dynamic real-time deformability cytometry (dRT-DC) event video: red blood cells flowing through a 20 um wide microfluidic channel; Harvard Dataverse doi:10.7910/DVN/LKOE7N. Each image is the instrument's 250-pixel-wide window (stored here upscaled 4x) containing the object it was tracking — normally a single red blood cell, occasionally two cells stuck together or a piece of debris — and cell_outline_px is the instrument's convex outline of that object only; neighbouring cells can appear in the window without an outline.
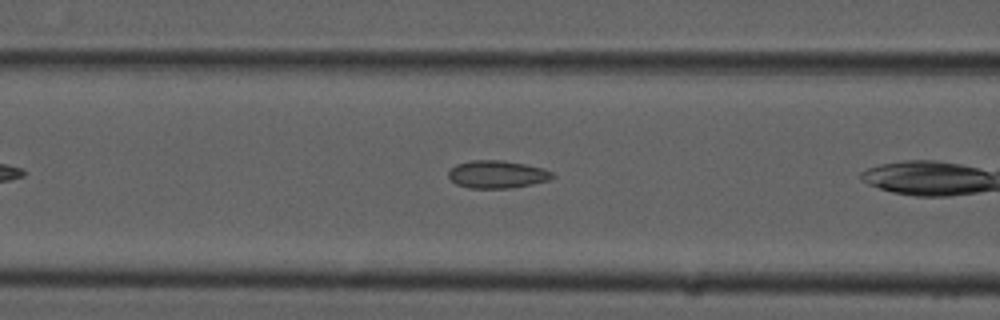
{"species": "common noctule bat (a hibernating species)", "species_latin": "Nyctalus noctula", "temperature_condition": "cold", "stored_images_in_passage": 4, "camera_frame_rate_fps": 3000, "um_per_image_px": 0.085, "animal": {"sex": "male", "forearm_length_mm": 52.5}, "frame": {"image": 1, "passage_image": 3, "time_ms": 0.667, "image_size_px": [1000, 320], "cell_outline_px": [[556, 176], [548, 180], [532, 184], [512, 188], [468, 188], [456, 184], [448, 176], [448, 172], [456, 164], [472, 160], [500, 160], [524, 164], [544, 168], [552, 172]], "centroid_in_image_um": [42.26, 14.82], "position_along_channel_um": 124.3, "area_um2": 16.76}}